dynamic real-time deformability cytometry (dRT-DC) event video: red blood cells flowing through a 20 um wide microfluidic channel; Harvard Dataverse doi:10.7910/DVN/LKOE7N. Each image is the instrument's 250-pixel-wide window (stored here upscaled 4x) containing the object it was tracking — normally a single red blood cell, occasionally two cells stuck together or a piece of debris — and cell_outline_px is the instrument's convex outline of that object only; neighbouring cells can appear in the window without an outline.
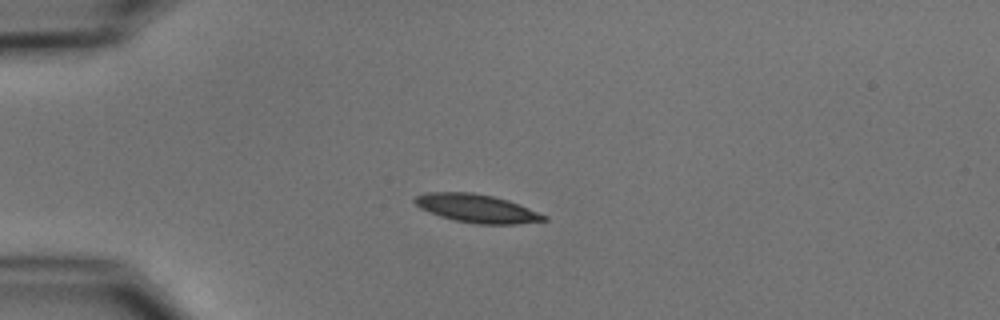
{"species": "common noctule bat (a hibernating species)", "species_latin": "Nyctalus noctula", "temperature_condition": "cold", "stored_images_in_passage": 41, "camera_frame_rate_fps": 3000, "um_per_image_px": 0.085, "animal": {"sex": "male", "body_mass_g": 15.6}, "frame": {"image": 1, "passage_image": 1, "time_ms": 0.0, "image_size_px": [1000, 320], "cell_outline_px": [[548, 220], [516, 224], [476, 224], [456, 220], [440, 216], [420, 208], [412, 200], [416, 196], [424, 192], [472, 192], [492, 196], [508, 200], [548, 216]], "centroid_in_image_um": [40.52, 17.71], "position_along_channel_um": 44.5, "area_um2": 21.21}}
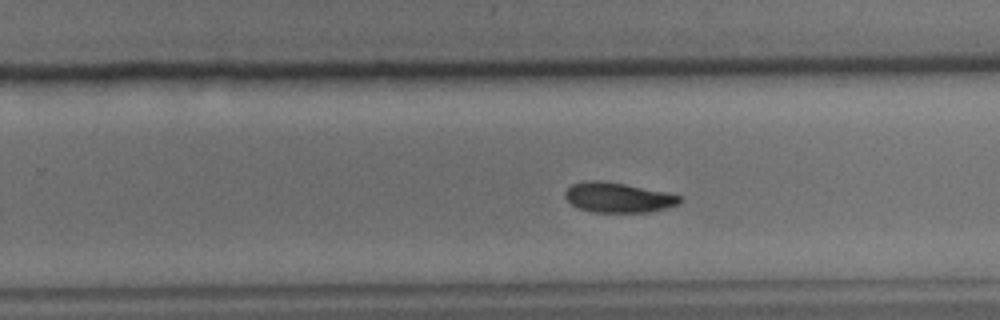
{"frame": {"image": 2, "passage_image": 22, "time_ms": 7.0, "image_size_px": [1000, 320], "cell_outline_px": [[684, 200], [668, 208], [648, 212], [592, 212], [580, 208], [572, 204], [564, 196], [564, 192], [572, 184], [588, 180], [604, 180], [664, 192], [680, 196]], "centroid_in_image_um": [52.52, 16.79], "position_along_channel_um": 277.3, "area_um2": 19.88}}
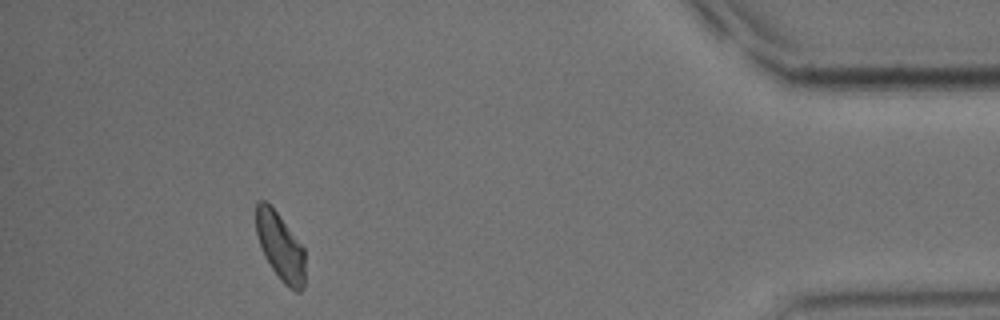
{"frame": {"image": 3, "passage_image": 37, "time_ms": 12.0, "image_size_px": [1000, 320], "cell_outline_px": [[304, 288], [300, 292], [296, 292], [288, 288], [280, 280], [264, 256], [256, 236], [256, 204], [260, 200], [264, 200], [276, 212], [304, 248]], "centroid_in_image_um": [23.82, 21.01], "position_along_channel_um": 411.4, "area_um2": 19.19}, "authors_computed_cell_mechanics": {"area_um2": 20.519, "velocity_mm_per_s": 3.6945, "shape_relaxation_time_tau1_ms": 3.625, "shape_relaxation_time_tau2_ms": null, "deformation_change_tau1": 0.1017, "deformation_change_tau2": null}}